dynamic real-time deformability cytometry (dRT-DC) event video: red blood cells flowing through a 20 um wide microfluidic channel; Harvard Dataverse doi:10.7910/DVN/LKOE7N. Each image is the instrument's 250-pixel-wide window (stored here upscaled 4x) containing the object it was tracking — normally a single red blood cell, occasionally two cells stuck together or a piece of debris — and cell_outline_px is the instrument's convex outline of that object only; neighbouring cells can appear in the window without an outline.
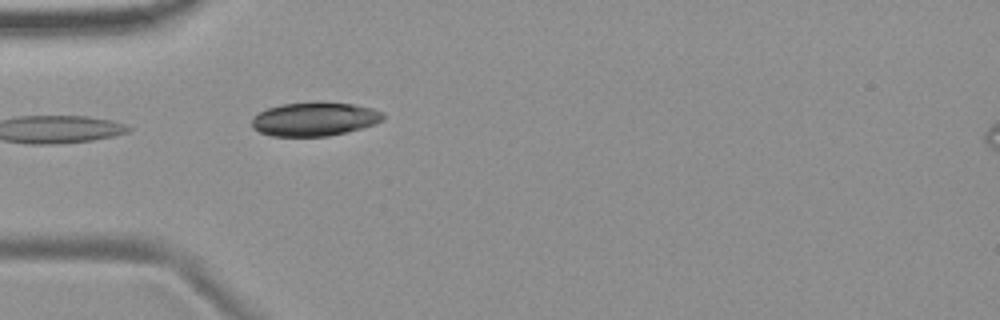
{"species": "common noctule bat (a hibernating species)", "species_latin": "Nyctalus noctula", "temperature_condition": "room temperature", "stored_images_in_passage": 1, "camera_frame_rate_fps": 3000, "um_per_image_px": 0.085, "animal": {"sex": "female", "body_mass_g": 19.9}, "frame": {"image": 1, "passage_image": 1, "time_ms": 0.0, "image_size_px": [1000, 320], "cell_outline_px": [[384, 120], [376, 124], [328, 136], [272, 136], [260, 132], [252, 128], [252, 116], [268, 108], [280, 104], [352, 104], [372, 108], [384, 112]], "centroid_in_image_um": [26.73, 10.15], "position_along_channel_um": 58.3, "area_um2": 25.2}}